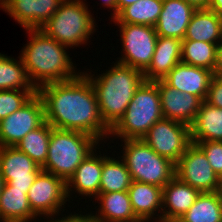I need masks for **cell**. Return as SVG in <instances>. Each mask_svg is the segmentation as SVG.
<instances>
[{"mask_svg": "<svg viewBox=\"0 0 222 222\" xmlns=\"http://www.w3.org/2000/svg\"><path fill=\"white\" fill-rule=\"evenodd\" d=\"M37 93L44 103L45 121L53 128L82 132L98 142L110 135V128L101 117L95 90L85 73L43 85Z\"/></svg>", "mask_w": 222, "mask_h": 222, "instance_id": "cell-1", "label": "cell"}, {"mask_svg": "<svg viewBox=\"0 0 222 222\" xmlns=\"http://www.w3.org/2000/svg\"><path fill=\"white\" fill-rule=\"evenodd\" d=\"M26 30L30 34V41L21 51L20 58L36 89L49 83L74 79L82 73H75L72 59L65 50L67 46L47 36L40 29Z\"/></svg>", "mask_w": 222, "mask_h": 222, "instance_id": "cell-2", "label": "cell"}, {"mask_svg": "<svg viewBox=\"0 0 222 222\" xmlns=\"http://www.w3.org/2000/svg\"><path fill=\"white\" fill-rule=\"evenodd\" d=\"M85 75L95 90L101 117L110 129L124 115L135 91L145 81L141 70L118 62L100 76Z\"/></svg>", "mask_w": 222, "mask_h": 222, "instance_id": "cell-3", "label": "cell"}, {"mask_svg": "<svg viewBox=\"0 0 222 222\" xmlns=\"http://www.w3.org/2000/svg\"><path fill=\"white\" fill-rule=\"evenodd\" d=\"M98 143L88 134L53 128L47 159L42 170L58 176L67 183Z\"/></svg>", "mask_w": 222, "mask_h": 222, "instance_id": "cell-4", "label": "cell"}, {"mask_svg": "<svg viewBox=\"0 0 222 222\" xmlns=\"http://www.w3.org/2000/svg\"><path fill=\"white\" fill-rule=\"evenodd\" d=\"M164 118L156 81H144L135 91L124 115L110 129V135L142 139L149 129Z\"/></svg>", "mask_w": 222, "mask_h": 222, "instance_id": "cell-5", "label": "cell"}, {"mask_svg": "<svg viewBox=\"0 0 222 222\" xmlns=\"http://www.w3.org/2000/svg\"><path fill=\"white\" fill-rule=\"evenodd\" d=\"M88 10L81 0H64L40 30L67 47L87 43L96 30L94 18Z\"/></svg>", "mask_w": 222, "mask_h": 222, "instance_id": "cell-6", "label": "cell"}, {"mask_svg": "<svg viewBox=\"0 0 222 222\" xmlns=\"http://www.w3.org/2000/svg\"><path fill=\"white\" fill-rule=\"evenodd\" d=\"M123 142V151H125L121 157L128 168L132 181L163 188L175 177V163L157 154L142 139H127Z\"/></svg>", "mask_w": 222, "mask_h": 222, "instance_id": "cell-7", "label": "cell"}, {"mask_svg": "<svg viewBox=\"0 0 222 222\" xmlns=\"http://www.w3.org/2000/svg\"><path fill=\"white\" fill-rule=\"evenodd\" d=\"M142 140L175 164L192 144L190 127L167 118L157 121Z\"/></svg>", "mask_w": 222, "mask_h": 222, "instance_id": "cell-8", "label": "cell"}, {"mask_svg": "<svg viewBox=\"0 0 222 222\" xmlns=\"http://www.w3.org/2000/svg\"><path fill=\"white\" fill-rule=\"evenodd\" d=\"M124 55L118 63L144 72L151 64L158 35L153 26L119 24Z\"/></svg>", "mask_w": 222, "mask_h": 222, "instance_id": "cell-9", "label": "cell"}, {"mask_svg": "<svg viewBox=\"0 0 222 222\" xmlns=\"http://www.w3.org/2000/svg\"><path fill=\"white\" fill-rule=\"evenodd\" d=\"M176 173L182 182L200 193L222 191V180L210 166L204 152L192 143L175 164Z\"/></svg>", "mask_w": 222, "mask_h": 222, "instance_id": "cell-10", "label": "cell"}, {"mask_svg": "<svg viewBox=\"0 0 222 222\" xmlns=\"http://www.w3.org/2000/svg\"><path fill=\"white\" fill-rule=\"evenodd\" d=\"M45 122L44 103L36 93L20 109L0 121V147L18 145L30 131Z\"/></svg>", "mask_w": 222, "mask_h": 222, "instance_id": "cell-11", "label": "cell"}, {"mask_svg": "<svg viewBox=\"0 0 222 222\" xmlns=\"http://www.w3.org/2000/svg\"><path fill=\"white\" fill-rule=\"evenodd\" d=\"M27 197L36 216H54L67 201V184L58 176L41 170L29 188Z\"/></svg>", "mask_w": 222, "mask_h": 222, "instance_id": "cell-12", "label": "cell"}, {"mask_svg": "<svg viewBox=\"0 0 222 222\" xmlns=\"http://www.w3.org/2000/svg\"><path fill=\"white\" fill-rule=\"evenodd\" d=\"M42 170L30 157L15 146L0 147V173L13 189L28 193L36 176Z\"/></svg>", "mask_w": 222, "mask_h": 222, "instance_id": "cell-13", "label": "cell"}, {"mask_svg": "<svg viewBox=\"0 0 222 222\" xmlns=\"http://www.w3.org/2000/svg\"><path fill=\"white\" fill-rule=\"evenodd\" d=\"M161 109L164 118L171 119L189 127L194 122L202 100L187 92L183 93L168 86L163 80H157Z\"/></svg>", "mask_w": 222, "mask_h": 222, "instance_id": "cell-14", "label": "cell"}, {"mask_svg": "<svg viewBox=\"0 0 222 222\" xmlns=\"http://www.w3.org/2000/svg\"><path fill=\"white\" fill-rule=\"evenodd\" d=\"M64 0H6L4 10L25 29H40Z\"/></svg>", "mask_w": 222, "mask_h": 222, "instance_id": "cell-15", "label": "cell"}, {"mask_svg": "<svg viewBox=\"0 0 222 222\" xmlns=\"http://www.w3.org/2000/svg\"><path fill=\"white\" fill-rule=\"evenodd\" d=\"M199 195L198 190L182 182L178 177H173L163 187L162 206L164 207L157 221H178L195 203Z\"/></svg>", "mask_w": 222, "mask_h": 222, "instance_id": "cell-16", "label": "cell"}, {"mask_svg": "<svg viewBox=\"0 0 222 222\" xmlns=\"http://www.w3.org/2000/svg\"><path fill=\"white\" fill-rule=\"evenodd\" d=\"M212 77L211 70L179 62L162 80L180 92H187L205 101Z\"/></svg>", "mask_w": 222, "mask_h": 222, "instance_id": "cell-17", "label": "cell"}, {"mask_svg": "<svg viewBox=\"0 0 222 222\" xmlns=\"http://www.w3.org/2000/svg\"><path fill=\"white\" fill-rule=\"evenodd\" d=\"M196 9L184 0H163V7L154 28L158 36L183 40Z\"/></svg>", "mask_w": 222, "mask_h": 222, "instance_id": "cell-18", "label": "cell"}, {"mask_svg": "<svg viewBox=\"0 0 222 222\" xmlns=\"http://www.w3.org/2000/svg\"><path fill=\"white\" fill-rule=\"evenodd\" d=\"M182 40L158 36L151 64L143 72L145 81L162 80L181 62Z\"/></svg>", "mask_w": 222, "mask_h": 222, "instance_id": "cell-19", "label": "cell"}, {"mask_svg": "<svg viewBox=\"0 0 222 222\" xmlns=\"http://www.w3.org/2000/svg\"><path fill=\"white\" fill-rule=\"evenodd\" d=\"M94 149L77 167L74 175L68 180L67 197L69 198L71 188L76 190L79 195L97 196L99 194L103 156L95 154Z\"/></svg>", "mask_w": 222, "mask_h": 222, "instance_id": "cell-20", "label": "cell"}, {"mask_svg": "<svg viewBox=\"0 0 222 222\" xmlns=\"http://www.w3.org/2000/svg\"><path fill=\"white\" fill-rule=\"evenodd\" d=\"M101 203L98 215H90L92 222H142L134 213L127 191L98 194Z\"/></svg>", "mask_w": 222, "mask_h": 222, "instance_id": "cell-21", "label": "cell"}, {"mask_svg": "<svg viewBox=\"0 0 222 222\" xmlns=\"http://www.w3.org/2000/svg\"><path fill=\"white\" fill-rule=\"evenodd\" d=\"M127 192L133 211L142 222H148L153 219L158 210V212H162L163 188L152 184L132 181Z\"/></svg>", "mask_w": 222, "mask_h": 222, "instance_id": "cell-22", "label": "cell"}, {"mask_svg": "<svg viewBox=\"0 0 222 222\" xmlns=\"http://www.w3.org/2000/svg\"><path fill=\"white\" fill-rule=\"evenodd\" d=\"M183 40L220 44L222 42V17L210 9H196Z\"/></svg>", "mask_w": 222, "mask_h": 222, "instance_id": "cell-23", "label": "cell"}, {"mask_svg": "<svg viewBox=\"0 0 222 222\" xmlns=\"http://www.w3.org/2000/svg\"><path fill=\"white\" fill-rule=\"evenodd\" d=\"M36 217L25 190L13 189L5 183L0 194V222H30Z\"/></svg>", "mask_w": 222, "mask_h": 222, "instance_id": "cell-24", "label": "cell"}, {"mask_svg": "<svg viewBox=\"0 0 222 222\" xmlns=\"http://www.w3.org/2000/svg\"><path fill=\"white\" fill-rule=\"evenodd\" d=\"M191 141H222V108L203 101L190 126Z\"/></svg>", "mask_w": 222, "mask_h": 222, "instance_id": "cell-25", "label": "cell"}, {"mask_svg": "<svg viewBox=\"0 0 222 222\" xmlns=\"http://www.w3.org/2000/svg\"><path fill=\"white\" fill-rule=\"evenodd\" d=\"M180 222H222V191L200 193Z\"/></svg>", "mask_w": 222, "mask_h": 222, "instance_id": "cell-26", "label": "cell"}, {"mask_svg": "<svg viewBox=\"0 0 222 222\" xmlns=\"http://www.w3.org/2000/svg\"><path fill=\"white\" fill-rule=\"evenodd\" d=\"M163 7V0H139L125 7L113 20L118 24L155 26Z\"/></svg>", "mask_w": 222, "mask_h": 222, "instance_id": "cell-27", "label": "cell"}, {"mask_svg": "<svg viewBox=\"0 0 222 222\" xmlns=\"http://www.w3.org/2000/svg\"><path fill=\"white\" fill-rule=\"evenodd\" d=\"M132 178L125 162L104 156L99 194L127 191Z\"/></svg>", "mask_w": 222, "mask_h": 222, "instance_id": "cell-28", "label": "cell"}, {"mask_svg": "<svg viewBox=\"0 0 222 222\" xmlns=\"http://www.w3.org/2000/svg\"><path fill=\"white\" fill-rule=\"evenodd\" d=\"M37 90L31 83L22 59L0 53V90Z\"/></svg>", "mask_w": 222, "mask_h": 222, "instance_id": "cell-29", "label": "cell"}, {"mask_svg": "<svg viewBox=\"0 0 222 222\" xmlns=\"http://www.w3.org/2000/svg\"><path fill=\"white\" fill-rule=\"evenodd\" d=\"M53 127L45 122L30 131L15 147L30 157L41 168L45 165Z\"/></svg>", "mask_w": 222, "mask_h": 222, "instance_id": "cell-30", "label": "cell"}, {"mask_svg": "<svg viewBox=\"0 0 222 222\" xmlns=\"http://www.w3.org/2000/svg\"><path fill=\"white\" fill-rule=\"evenodd\" d=\"M219 44L182 40L181 62L213 71Z\"/></svg>", "mask_w": 222, "mask_h": 222, "instance_id": "cell-31", "label": "cell"}, {"mask_svg": "<svg viewBox=\"0 0 222 222\" xmlns=\"http://www.w3.org/2000/svg\"><path fill=\"white\" fill-rule=\"evenodd\" d=\"M37 90H0V121L25 105Z\"/></svg>", "mask_w": 222, "mask_h": 222, "instance_id": "cell-32", "label": "cell"}, {"mask_svg": "<svg viewBox=\"0 0 222 222\" xmlns=\"http://www.w3.org/2000/svg\"><path fill=\"white\" fill-rule=\"evenodd\" d=\"M206 155L213 171L222 180V141L192 142Z\"/></svg>", "mask_w": 222, "mask_h": 222, "instance_id": "cell-33", "label": "cell"}, {"mask_svg": "<svg viewBox=\"0 0 222 222\" xmlns=\"http://www.w3.org/2000/svg\"><path fill=\"white\" fill-rule=\"evenodd\" d=\"M205 102L211 106L222 108V78L212 77Z\"/></svg>", "mask_w": 222, "mask_h": 222, "instance_id": "cell-34", "label": "cell"}, {"mask_svg": "<svg viewBox=\"0 0 222 222\" xmlns=\"http://www.w3.org/2000/svg\"><path fill=\"white\" fill-rule=\"evenodd\" d=\"M49 218H51L52 220L48 222H92L90 218V214H87V215L70 214L69 216H65L61 219L55 218V220L54 218H52V216H50Z\"/></svg>", "mask_w": 222, "mask_h": 222, "instance_id": "cell-35", "label": "cell"}, {"mask_svg": "<svg viewBox=\"0 0 222 222\" xmlns=\"http://www.w3.org/2000/svg\"><path fill=\"white\" fill-rule=\"evenodd\" d=\"M213 76L222 78V42L218 45Z\"/></svg>", "mask_w": 222, "mask_h": 222, "instance_id": "cell-36", "label": "cell"}, {"mask_svg": "<svg viewBox=\"0 0 222 222\" xmlns=\"http://www.w3.org/2000/svg\"><path fill=\"white\" fill-rule=\"evenodd\" d=\"M195 9H208L210 0H184Z\"/></svg>", "mask_w": 222, "mask_h": 222, "instance_id": "cell-37", "label": "cell"}, {"mask_svg": "<svg viewBox=\"0 0 222 222\" xmlns=\"http://www.w3.org/2000/svg\"><path fill=\"white\" fill-rule=\"evenodd\" d=\"M208 9L222 17V0H210Z\"/></svg>", "mask_w": 222, "mask_h": 222, "instance_id": "cell-38", "label": "cell"}, {"mask_svg": "<svg viewBox=\"0 0 222 222\" xmlns=\"http://www.w3.org/2000/svg\"><path fill=\"white\" fill-rule=\"evenodd\" d=\"M139 0H117V15L127 6L132 5L133 3Z\"/></svg>", "mask_w": 222, "mask_h": 222, "instance_id": "cell-39", "label": "cell"}, {"mask_svg": "<svg viewBox=\"0 0 222 222\" xmlns=\"http://www.w3.org/2000/svg\"><path fill=\"white\" fill-rule=\"evenodd\" d=\"M102 1H104L102 2L104 6L113 9L114 12L112 13L113 14L112 19H114L117 16V0H102Z\"/></svg>", "mask_w": 222, "mask_h": 222, "instance_id": "cell-40", "label": "cell"}, {"mask_svg": "<svg viewBox=\"0 0 222 222\" xmlns=\"http://www.w3.org/2000/svg\"><path fill=\"white\" fill-rule=\"evenodd\" d=\"M4 184H5V182H4L3 176L0 173V194H1V190L3 189Z\"/></svg>", "mask_w": 222, "mask_h": 222, "instance_id": "cell-41", "label": "cell"}, {"mask_svg": "<svg viewBox=\"0 0 222 222\" xmlns=\"http://www.w3.org/2000/svg\"><path fill=\"white\" fill-rule=\"evenodd\" d=\"M5 3H6V0H0V7L2 8V9H4V7H5Z\"/></svg>", "mask_w": 222, "mask_h": 222, "instance_id": "cell-42", "label": "cell"}]
</instances>
